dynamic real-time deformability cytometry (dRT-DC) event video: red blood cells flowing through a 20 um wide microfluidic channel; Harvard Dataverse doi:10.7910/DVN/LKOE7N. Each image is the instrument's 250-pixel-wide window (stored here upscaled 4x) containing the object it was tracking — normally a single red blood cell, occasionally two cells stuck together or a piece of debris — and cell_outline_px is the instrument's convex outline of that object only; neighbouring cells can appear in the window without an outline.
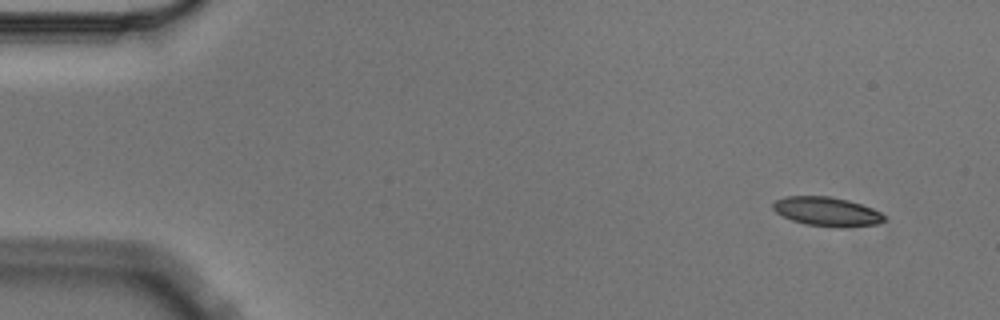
{"species": "Egyptian fruit bat (a non-hibernating species)", "species_latin": "Rousettus aegyptiacus", "temperature_condition": "cold", "stored_images_in_passage": 8, "camera_frame_rate_fps": 3000, "um_per_image_px": 0.085, "animal": {"sex": "male"}, "frame": {"image": 1, "passage_image": 1, "time_ms": 0.0, "image_size_px": [1000, 320], "cell_outline_px": [[884, 220], [876, 224], [840, 228], [804, 224], [792, 220], [776, 212], [772, 208], [772, 204], [776, 200], [788, 196], [828, 196], [848, 200], [872, 208], [880, 212], [884, 216]], "centroid_in_image_um": [70.27, 17.99], "position_along_channel_um": 14.7, "area_um2": 18.73}}
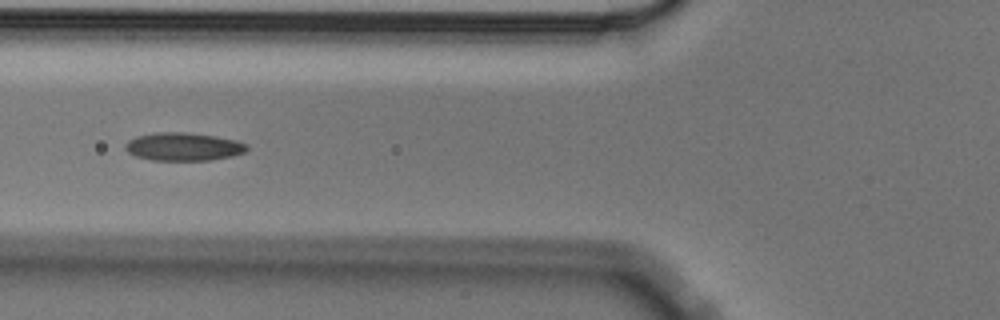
{"frame": {"image": 2, "passage_image": 5, "time_ms": 1.333, "image_size_px": [1000, 320], "cell_outline_px": [[248, 148], [244, 152], [232, 156], [212, 160], [152, 160], [136, 156], [128, 152], [124, 148], [124, 144], [128, 140], [136, 136], [156, 132], [184, 132], [216, 136], [236, 140], [248, 144]], "centroid_in_image_um": [15.58, 12.46], "position_along_channel_um": 110.2, "area_um2": 20.0}}
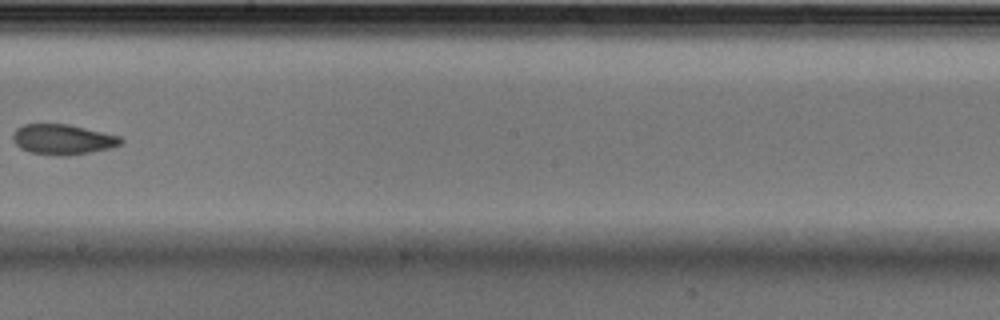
{"frame": {"image": 3, "passage_image": 8, "time_ms": 2.333, "image_size_px": [1000, 320], "cell_outline_px": [[124, 140], [120, 144], [108, 148], [68, 156], [56, 156], [28, 152], [20, 148], [12, 140], [12, 136], [16, 128], [24, 124], [68, 124], [120, 136]], "centroid_in_image_um": [5.29, 11.85], "position_along_channel_um": 242.9, "area_um2": 19.02}}